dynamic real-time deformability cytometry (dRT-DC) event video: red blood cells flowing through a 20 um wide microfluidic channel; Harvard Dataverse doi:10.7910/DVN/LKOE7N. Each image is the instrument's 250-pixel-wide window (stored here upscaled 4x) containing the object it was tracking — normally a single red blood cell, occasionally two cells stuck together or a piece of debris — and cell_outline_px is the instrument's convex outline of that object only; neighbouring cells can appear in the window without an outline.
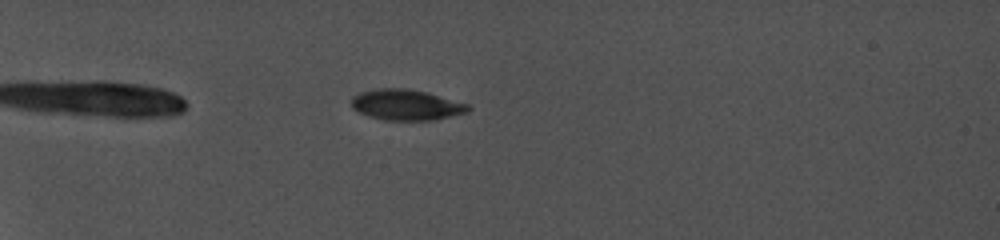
{"species": "common noctule bat (a hibernating species)", "species_latin": "Nyctalus noctula", "temperature_condition": "cold", "stored_images_in_passage": 17, "camera_frame_rate_fps": 5000, "um_per_image_px": 0.085, "animal": {"sex": "female", "body_mass_g": 19.0, "forearm_length_mm": 56.7}, "frame": {"image": 1, "passage_image": 4, "time_ms": 1.0, "image_size_px": [1000, 240], "cell_outline_px": [[472, 108], [468, 112], [432, 120], [384, 120], [368, 116], [352, 108], [352, 96], [360, 92], [376, 88], [408, 88], [428, 92], [468, 104]], "centroid_in_image_um": [34.52, 8.9], "position_along_channel_um": 50.5, "area_um2": 20.98}}
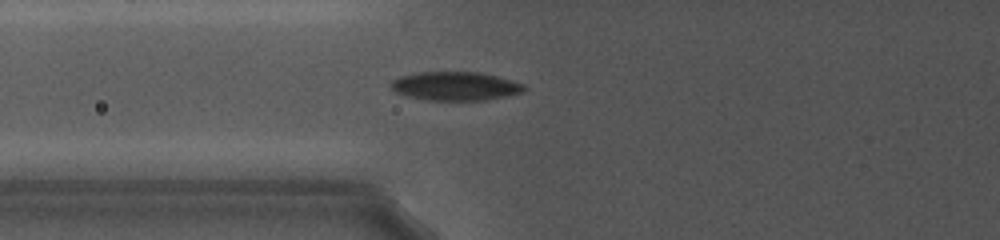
{"frame": {"image": 2, "passage_image": 12, "time_ms": 3.6, "image_size_px": [1000, 240], "cell_outline_px": [[528, 88], [524, 92], [484, 100], [428, 100], [408, 96], [396, 92], [388, 84], [392, 80], [400, 76], [416, 72], [480, 72], [496, 76], [524, 84]], "centroid_in_image_um": [38.69, 7.31], "position_along_channel_um": 87.1, "area_um2": 22.25}}